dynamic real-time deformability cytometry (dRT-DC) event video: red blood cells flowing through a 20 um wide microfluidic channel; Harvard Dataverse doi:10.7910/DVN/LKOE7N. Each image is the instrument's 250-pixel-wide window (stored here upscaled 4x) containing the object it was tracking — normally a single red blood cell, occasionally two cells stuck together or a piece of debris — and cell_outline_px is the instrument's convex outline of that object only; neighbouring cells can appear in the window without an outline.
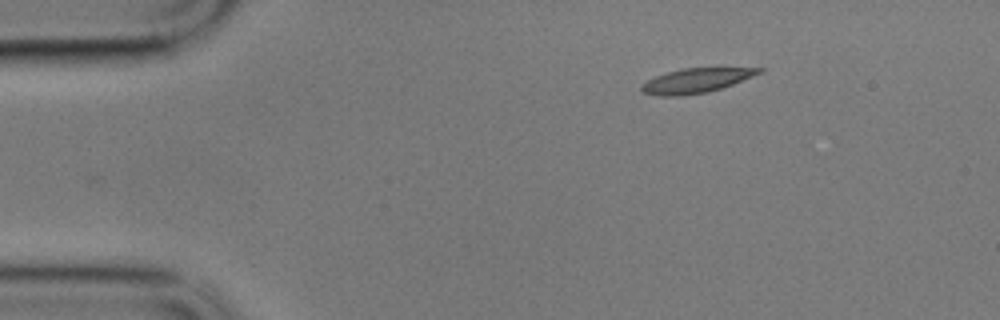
{"species": "common noctule bat (a hibernating species)", "species_latin": "Nyctalus noctula", "temperature_condition": "cold", "stored_images_in_passage": 43, "camera_frame_rate_fps": 3000, "um_per_image_px": 0.085, "animal": {"sex": "male", "body_mass_g": 17.9}, "frame": {"image": 1, "passage_image": 1, "time_ms": 0.0, "image_size_px": [1000, 320], "cell_outline_px": [[764, 68], [760, 72], [752, 76], [732, 84], [708, 92], [680, 96], [660, 96], [644, 92], [640, 88], [640, 84], [656, 76], [668, 72], [684, 68]], "centroid_in_image_um": [59.11, 6.86], "position_along_channel_um": 25.9, "area_um2": 16.42}}
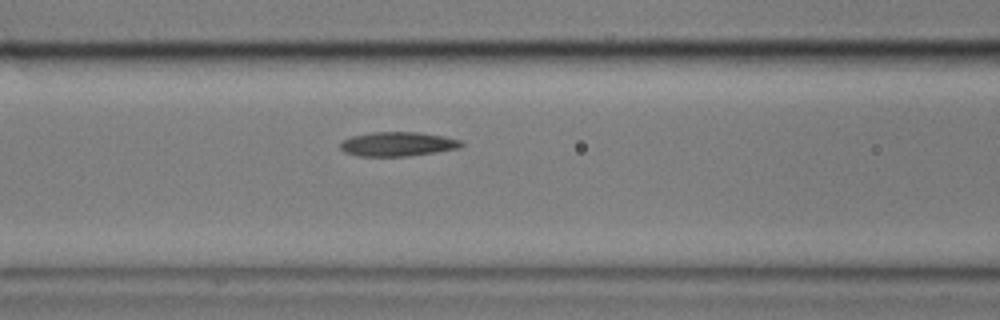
{"frame": {"image": 2, "passage_image": 16, "time_ms": 5.0, "image_size_px": [1000, 320], "cell_outline_px": [[464, 144], [460, 148], [436, 152], [408, 156], [356, 156], [344, 152], [340, 148], [340, 144], [344, 140], [352, 136], [372, 132], [420, 132], [444, 136], [460, 140]], "centroid_in_image_um": [33.81, 12.25], "position_along_channel_um": 132.8, "area_um2": 17.17}}
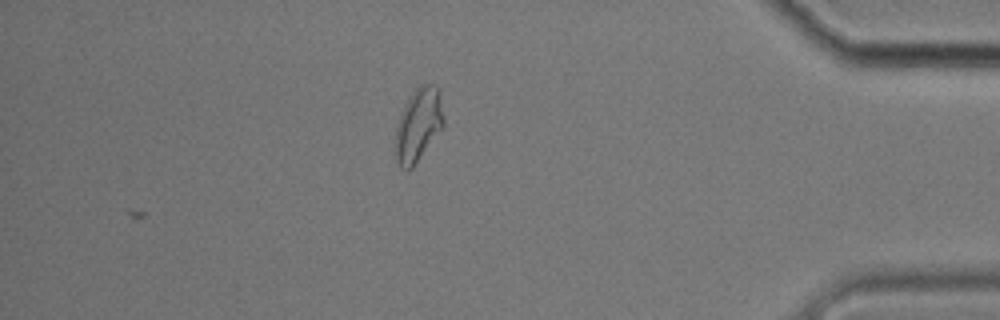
{"frame": {"image": 3, "passage_image": 43, "time_ms": 14.0, "image_size_px": [1000, 320], "cell_outline_px": [[444, 128], [412, 168], [400, 168], [396, 160], [396, 124], [408, 96], [420, 84], [436, 84], [440, 88], [444, 120]], "centroid_in_image_um": [35.59, 10.57], "position_along_channel_um": 399.6, "area_um2": 20.98}, "authors_computed_cell_mechanics": {"area_um2": 16.9932, "velocity_mm_per_s": 3.392, "shape_relaxation_time_tau1_ms": 10.6691, "shape_relaxation_time_tau2_ms": 3.0805, "deformation_change_tau1": 0.2254, "deformation_change_tau2": 0.0932}}